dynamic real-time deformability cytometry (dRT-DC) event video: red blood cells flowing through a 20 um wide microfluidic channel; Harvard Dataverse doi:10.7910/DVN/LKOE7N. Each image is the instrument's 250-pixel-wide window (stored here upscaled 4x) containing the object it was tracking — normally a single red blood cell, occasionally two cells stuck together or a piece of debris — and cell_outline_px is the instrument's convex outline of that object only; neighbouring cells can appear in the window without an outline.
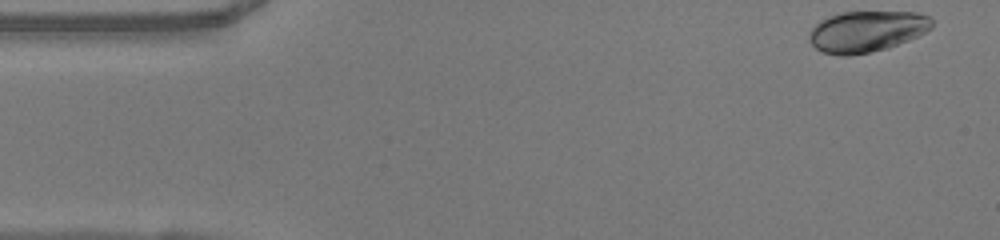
{"species": "human", "species_latin": "Homo sapiens", "temperature_condition": "warm", "stored_images_in_passage": 48, "camera_frame_rate_fps": 3000, "um_per_image_px": 0.085, "donor": {"sex": "female"}, "frame": {"image": 1, "passage_image": 1, "time_ms": 0.0, "image_size_px": [1000, 240], "cell_outline_px": [[932, 28], [908, 40], [888, 48], [872, 52], [848, 56], [840, 56], [820, 52], [808, 40], [808, 32], [820, 20], [828, 16], [840, 12], [920, 12], [928, 16], [932, 20]], "centroid_in_image_um": [73.62, 2.67], "position_along_channel_um": 11.4, "area_um2": 29.65}}
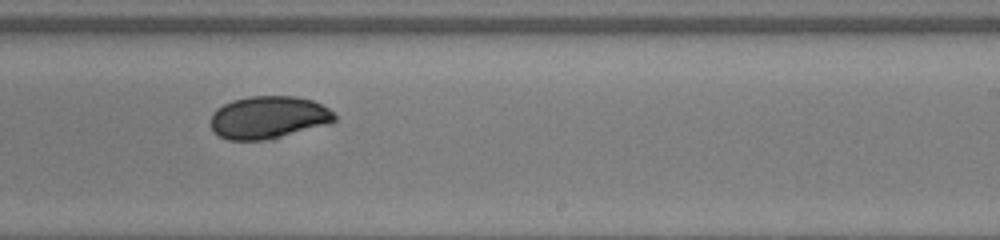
{"frame": {"image": 2, "passage_image": 28, "time_ms": 9.0, "image_size_px": [1000, 240], "cell_outline_px": [[336, 120], [324, 124], [272, 140], [228, 140], [220, 136], [212, 128], [212, 112], [216, 108], [232, 100], [248, 96], [296, 96], [312, 100], [328, 108], [336, 116]], "centroid_in_image_um": [22.8, 9.98], "position_along_channel_um": 266.2, "area_um2": 30.63}}
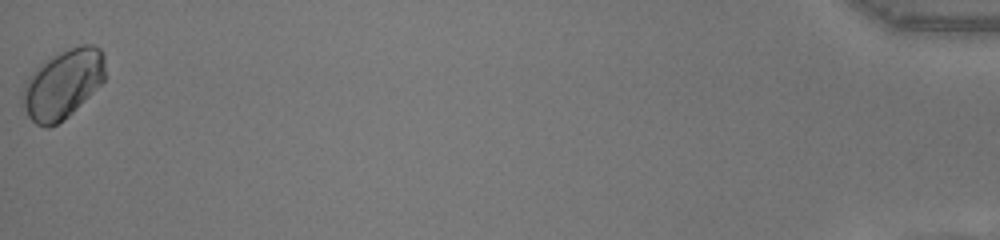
{"frame": {"image": 3, "passage_image": 48, "time_ms": 15.667, "image_size_px": [1000, 240], "cell_outline_px": [[104, 80], [68, 116], [56, 124], [48, 128], [44, 128], [36, 124], [28, 116], [20, 104], [20, 92], [28, 76], [40, 64], [60, 52], [80, 44], [92, 44], [100, 48], [104, 56]], "centroid_in_image_um": [5.28, 7.15], "position_along_channel_um": 429.9, "area_um2": 33.23}, "authors_computed_cell_mechanics": {"area_um2": 30.8652, "velocity_mm_per_s": 4.0708, "shape_relaxation_time_tau1_ms": 3.8978, "shape_relaxation_time_tau2_ms": null, "deformation_change_tau1": 0.0914, "deformation_change_tau2": null}}